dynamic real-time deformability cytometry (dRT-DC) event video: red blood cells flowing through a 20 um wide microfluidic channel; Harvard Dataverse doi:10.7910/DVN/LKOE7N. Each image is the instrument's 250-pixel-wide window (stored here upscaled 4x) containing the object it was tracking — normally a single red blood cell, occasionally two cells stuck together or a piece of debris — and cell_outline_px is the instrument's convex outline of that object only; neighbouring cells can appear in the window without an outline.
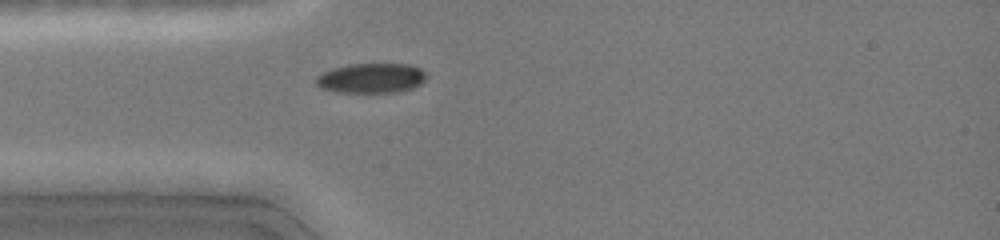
{"species": "common noctule bat (a hibernating species)", "species_latin": "Nyctalus noctula", "temperature_condition": "cold", "stored_images_in_passage": 31, "camera_frame_rate_fps": 3000, "um_per_image_px": 0.085, "animal": {"sex": "female", "body_mass_g": 19.0, "forearm_length_mm": 51.5}, "frame": {"image": 1, "passage_image": 4, "time_ms": 2.0, "image_size_px": [1000, 240], "cell_outline_px": [[428, 76], [420, 84], [412, 88], [396, 92], [336, 92], [320, 88], [316, 84], [316, 76], [332, 68], [348, 64], [408, 64], [420, 68]], "centroid_in_image_um": [31.54, 6.64], "position_along_channel_um": 53.5, "area_um2": 19.19}}
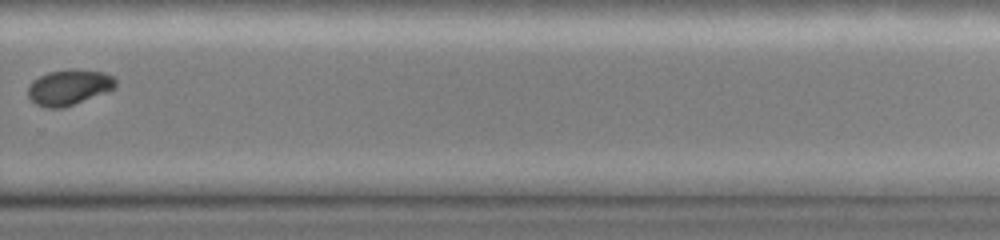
{"frame": {"image": 2, "passage_image": 24, "time_ms": 8.667, "image_size_px": [1000, 240], "cell_outline_px": [[116, 88], [64, 108], [44, 108], [36, 104], [28, 96], [28, 84], [32, 80], [48, 72], [100, 72], [112, 76], [116, 80]], "centroid_in_image_um": [5.81, 7.48], "position_along_channel_um": 324.0, "area_um2": 17.46}}
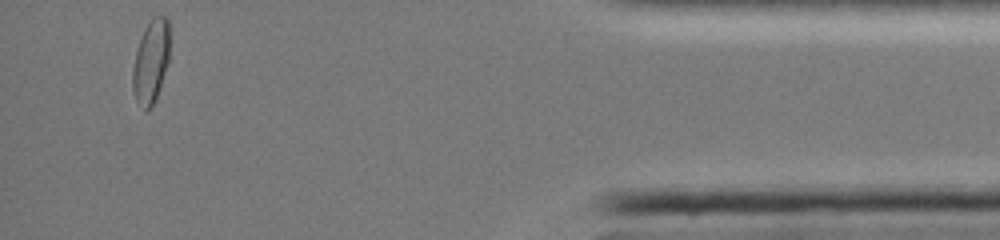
{"frame": {"image": 3, "passage_image": 31, "time_ms": 12.333, "image_size_px": [1000, 240], "cell_outline_px": [[168, 64], [156, 96], [152, 104], [144, 112], [136, 100], [132, 88], [132, 68], [136, 52], [144, 28], [152, 16], [168, 16]], "centroid_in_image_um": [12.8, 5.21], "position_along_channel_um": 422.4, "area_um2": 17.74}, "authors_computed_cell_mechanics": {"area_um2": 19.4786, "velocity_mm_per_s": 4.0939, "shape_relaxation_time_tau1_ms": 2.543, "shape_relaxation_time_tau2_ms": null, "deformation_change_tau1": 0.1048, "deformation_change_tau2": null}}